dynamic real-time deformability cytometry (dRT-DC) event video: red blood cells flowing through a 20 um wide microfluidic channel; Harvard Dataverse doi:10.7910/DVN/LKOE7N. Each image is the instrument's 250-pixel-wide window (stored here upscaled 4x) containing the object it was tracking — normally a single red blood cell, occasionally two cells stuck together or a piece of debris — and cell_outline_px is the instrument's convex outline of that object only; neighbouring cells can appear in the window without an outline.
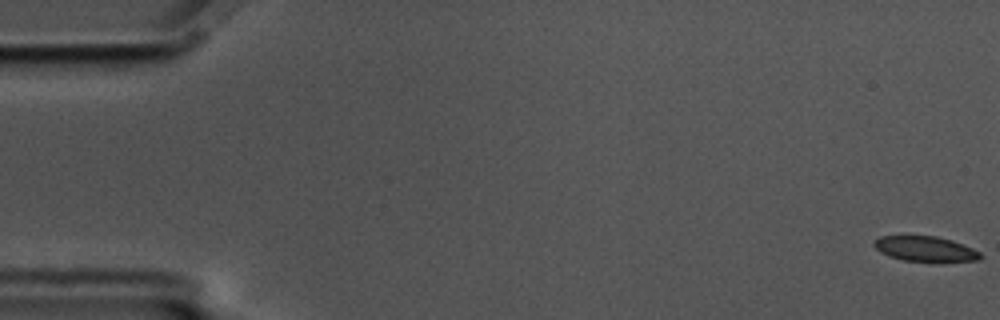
{"species": "common noctule bat (a hibernating species)", "species_latin": "Nyctalus noctula", "temperature_condition": "cold", "stored_images_in_passage": 13, "camera_frame_rate_fps": 3000, "um_per_image_px": 0.085, "animal": {"sex": "male", "body_mass_g": 17.5, "forearm_length_mm": 52.3}, "frame": {"image": 1, "passage_image": 1, "time_ms": 0.0, "image_size_px": [1000, 320], "cell_outline_px": [[984, 256], [980, 260], [904, 260], [880, 252], [872, 244], [880, 236], [936, 236], [952, 240], [972, 248], [980, 252]], "centroid_in_image_um": [78.66, 21.12], "position_along_channel_um": 6.3, "area_um2": 15.03}}